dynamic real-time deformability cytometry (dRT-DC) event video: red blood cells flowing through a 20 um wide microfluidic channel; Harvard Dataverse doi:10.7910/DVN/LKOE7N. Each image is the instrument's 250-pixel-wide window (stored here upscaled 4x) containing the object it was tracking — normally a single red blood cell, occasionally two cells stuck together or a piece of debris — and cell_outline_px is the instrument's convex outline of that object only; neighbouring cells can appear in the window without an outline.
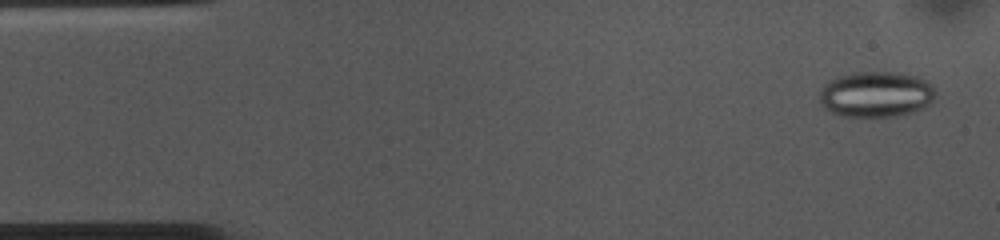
{"species": "common noctule bat (a hibernating species)", "species_latin": "Nyctalus noctula", "temperature_condition": "cold", "stored_images_in_passage": 53, "camera_frame_rate_fps": 3000, "um_per_image_px": 0.085, "animal": {"sex": "female", "body_mass_g": 10.0, "forearm_length_mm": 53.1}, "frame": {"image": 1, "passage_image": 2, "time_ms": 0.333, "image_size_px": [1000, 240], "cell_outline_px": [[936, 96], [928, 104], [912, 112], [892, 116], [840, 116], [828, 112], [820, 104], [820, 92], [824, 84], [828, 80], [836, 76], [856, 72], [900, 72], [916, 76], [924, 80], [936, 92]], "centroid_in_image_um": [74.4, 8.01], "position_along_channel_um": 10.6, "area_um2": 30.92}}
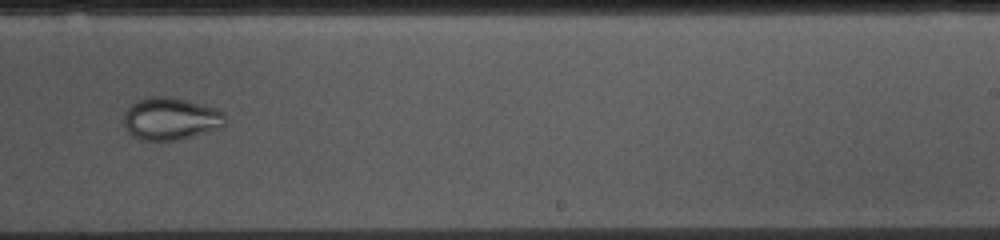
{"frame": {"image": 2, "passage_image": 32, "time_ms": 10.333, "image_size_px": [1000, 240], "cell_outline_px": [[224, 124], [220, 128], [180, 140], [140, 140], [132, 136], [128, 132], [124, 124], [124, 112], [132, 104], [140, 100], [152, 96], [168, 96], [188, 100], [204, 104], [216, 108], [224, 112]], "centroid_in_image_um": [14.51, 10.09], "position_along_channel_um": 274.5, "area_um2": 25.14}}
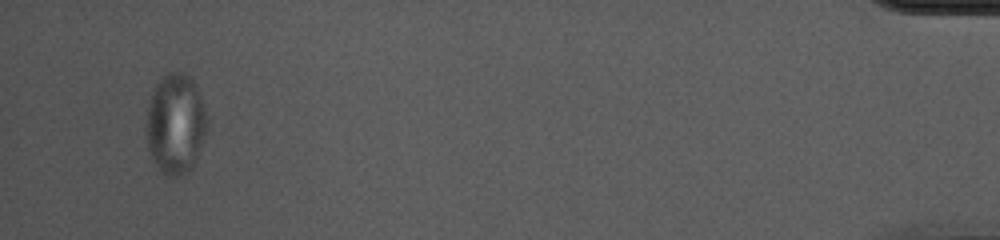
{"frame": {"image": 3, "passage_image": 51, "time_ms": 16.667, "image_size_px": [1000, 240], "cell_outline_px": [[204, 136], [192, 164], [180, 176], [168, 176], [152, 160], [148, 148], [148, 104], [152, 92], [156, 84], [168, 72], [184, 72], [196, 84], [204, 108]], "centroid_in_image_um": [14.89, 10.48], "position_along_channel_um": 420.3, "area_um2": 34.1}, "authors_computed_cell_mechanics": {"area_um2": 29.0734, "velocity_mm_per_s": 3.6253, "shape_relaxation_time_tau1_ms": null, "shape_relaxation_time_tau2_ms": 2.9573, "deformation_change_tau1": null, "deformation_change_tau2": 0.0499}}